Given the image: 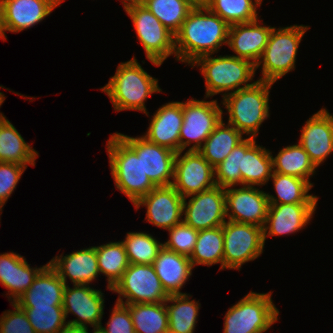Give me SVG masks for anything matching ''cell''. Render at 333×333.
<instances>
[{
	"mask_svg": "<svg viewBox=\"0 0 333 333\" xmlns=\"http://www.w3.org/2000/svg\"><path fill=\"white\" fill-rule=\"evenodd\" d=\"M229 27L206 5L197 3L175 34L176 60L190 65L198 57L218 53L227 45Z\"/></svg>",
	"mask_w": 333,
	"mask_h": 333,
	"instance_id": "1",
	"label": "cell"
},
{
	"mask_svg": "<svg viewBox=\"0 0 333 333\" xmlns=\"http://www.w3.org/2000/svg\"><path fill=\"white\" fill-rule=\"evenodd\" d=\"M133 56L127 62H121L114 76L101 87L113 104L115 111L136 110L148 117L145 102L153 93L162 92L158 79L150 76Z\"/></svg>",
	"mask_w": 333,
	"mask_h": 333,
	"instance_id": "2",
	"label": "cell"
},
{
	"mask_svg": "<svg viewBox=\"0 0 333 333\" xmlns=\"http://www.w3.org/2000/svg\"><path fill=\"white\" fill-rule=\"evenodd\" d=\"M274 83L256 80L242 89L222 97L228 124L248 137L256 138L262 123L269 117V94Z\"/></svg>",
	"mask_w": 333,
	"mask_h": 333,
	"instance_id": "3",
	"label": "cell"
},
{
	"mask_svg": "<svg viewBox=\"0 0 333 333\" xmlns=\"http://www.w3.org/2000/svg\"><path fill=\"white\" fill-rule=\"evenodd\" d=\"M190 65L191 68L200 66L205 81L206 98L223 92L222 96L225 97L254 83L252 80L256 72L255 65L243 58L232 55L213 57V54H208L198 57Z\"/></svg>",
	"mask_w": 333,
	"mask_h": 333,
	"instance_id": "4",
	"label": "cell"
},
{
	"mask_svg": "<svg viewBox=\"0 0 333 333\" xmlns=\"http://www.w3.org/2000/svg\"><path fill=\"white\" fill-rule=\"evenodd\" d=\"M106 149L115 187L133 205L156 186L143 172L142 157L115 132L107 140Z\"/></svg>",
	"mask_w": 333,
	"mask_h": 333,
	"instance_id": "5",
	"label": "cell"
},
{
	"mask_svg": "<svg viewBox=\"0 0 333 333\" xmlns=\"http://www.w3.org/2000/svg\"><path fill=\"white\" fill-rule=\"evenodd\" d=\"M310 29L305 25H291L272 28L268 43L255 65L257 70L261 65L262 76L257 80L275 83L288 72L295 69L299 44Z\"/></svg>",
	"mask_w": 333,
	"mask_h": 333,
	"instance_id": "6",
	"label": "cell"
},
{
	"mask_svg": "<svg viewBox=\"0 0 333 333\" xmlns=\"http://www.w3.org/2000/svg\"><path fill=\"white\" fill-rule=\"evenodd\" d=\"M271 294L250 291L230 307L224 316L223 333H264L269 330L279 315Z\"/></svg>",
	"mask_w": 333,
	"mask_h": 333,
	"instance_id": "7",
	"label": "cell"
},
{
	"mask_svg": "<svg viewBox=\"0 0 333 333\" xmlns=\"http://www.w3.org/2000/svg\"><path fill=\"white\" fill-rule=\"evenodd\" d=\"M128 14L137 39L142 44L146 58L159 67L169 57H176L175 35L143 4H131L124 8Z\"/></svg>",
	"mask_w": 333,
	"mask_h": 333,
	"instance_id": "8",
	"label": "cell"
},
{
	"mask_svg": "<svg viewBox=\"0 0 333 333\" xmlns=\"http://www.w3.org/2000/svg\"><path fill=\"white\" fill-rule=\"evenodd\" d=\"M194 98L182 102L183 122L180 130V151L197 150L223 119V110L217 100Z\"/></svg>",
	"mask_w": 333,
	"mask_h": 333,
	"instance_id": "9",
	"label": "cell"
},
{
	"mask_svg": "<svg viewBox=\"0 0 333 333\" xmlns=\"http://www.w3.org/2000/svg\"><path fill=\"white\" fill-rule=\"evenodd\" d=\"M223 270H239L254 261L264 249L263 228L254 224L226 221L223 225Z\"/></svg>",
	"mask_w": 333,
	"mask_h": 333,
	"instance_id": "10",
	"label": "cell"
},
{
	"mask_svg": "<svg viewBox=\"0 0 333 333\" xmlns=\"http://www.w3.org/2000/svg\"><path fill=\"white\" fill-rule=\"evenodd\" d=\"M112 291L122 304L162 303L169 297L152 264H130Z\"/></svg>",
	"mask_w": 333,
	"mask_h": 333,
	"instance_id": "11",
	"label": "cell"
},
{
	"mask_svg": "<svg viewBox=\"0 0 333 333\" xmlns=\"http://www.w3.org/2000/svg\"><path fill=\"white\" fill-rule=\"evenodd\" d=\"M177 153L172 186L183 198L216 186L214 167L197 151Z\"/></svg>",
	"mask_w": 333,
	"mask_h": 333,
	"instance_id": "12",
	"label": "cell"
},
{
	"mask_svg": "<svg viewBox=\"0 0 333 333\" xmlns=\"http://www.w3.org/2000/svg\"><path fill=\"white\" fill-rule=\"evenodd\" d=\"M183 216V221L198 231L223 226L227 218L225 188L216 185L184 198Z\"/></svg>",
	"mask_w": 333,
	"mask_h": 333,
	"instance_id": "13",
	"label": "cell"
},
{
	"mask_svg": "<svg viewBox=\"0 0 333 333\" xmlns=\"http://www.w3.org/2000/svg\"><path fill=\"white\" fill-rule=\"evenodd\" d=\"M225 195L227 220L264 227L270 205L267 192L242 185L225 188Z\"/></svg>",
	"mask_w": 333,
	"mask_h": 333,
	"instance_id": "14",
	"label": "cell"
},
{
	"mask_svg": "<svg viewBox=\"0 0 333 333\" xmlns=\"http://www.w3.org/2000/svg\"><path fill=\"white\" fill-rule=\"evenodd\" d=\"M117 134L142 157L143 172L156 186H170L174 177V165L177 153L158 144L147 141L142 136L130 137Z\"/></svg>",
	"mask_w": 333,
	"mask_h": 333,
	"instance_id": "15",
	"label": "cell"
},
{
	"mask_svg": "<svg viewBox=\"0 0 333 333\" xmlns=\"http://www.w3.org/2000/svg\"><path fill=\"white\" fill-rule=\"evenodd\" d=\"M101 289L97 290L89 285L76 284L73 288L65 285L63 292V309L65 317L69 313L77 316L73 320H67L68 324L94 328L102 325L104 314V302ZM88 324V325H87Z\"/></svg>",
	"mask_w": 333,
	"mask_h": 333,
	"instance_id": "16",
	"label": "cell"
},
{
	"mask_svg": "<svg viewBox=\"0 0 333 333\" xmlns=\"http://www.w3.org/2000/svg\"><path fill=\"white\" fill-rule=\"evenodd\" d=\"M65 0H2L0 38L5 41V31L19 33L44 20Z\"/></svg>",
	"mask_w": 333,
	"mask_h": 333,
	"instance_id": "17",
	"label": "cell"
},
{
	"mask_svg": "<svg viewBox=\"0 0 333 333\" xmlns=\"http://www.w3.org/2000/svg\"><path fill=\"white\" fill-rule=\"evenodd\" d=\"M183 201L184 198L172 185L158 186L141 197L134 207L138 210L141 206H146L145 220L156 227L169 230L183 221Z\"/></svg>",
	"mask_w": 333,
	"mask_h": 333,
	"instance_id": "18",
	"label": "cell"
},
{
	"mask_svg": "<svg viewBox=\"0 0 333 333\" xmlns=\"http://www.w3.org/2000/svg\"><path fill=\"white\" fill-rule=\"evenodd\" d=\"M299 144L317 168L333 152V115L321 108L301 129Z\"/></svg>",
	"mask_w": 333,
	"mask_h": 333,
	"instance_id": "19",
	"label": "cell"
},
{
	"mask_svg": "<svg viewBox=\"0 0 333 333\" xmlns=\"http://www.w3.org/2000/svg\"><path fill=\"white\" fill-rule=\"evenodd\" d=\"M317 203L270 204L263 227L264 243L267 237L297 233L310 223Z\"/></svg>",
	"mask_w": 333,
	"mask_h": 333,
	"instance_id": "20",
	"label": "cell"
},
{
	"mask_svg": "<svg viewBox=\"0 0 333 333\" xmlns=\"http://www.w3.org/2000/svg\"><path fill=\"white\" fill-rule=\"evenodd\" d=\"M183 122L182 102H168L156 110L142 135L147 141L180 152V130Z\"/></svg>",
	"mask_w": 333,
	"mask_h": 333,
	"instance_id": "21",
	"label": "cell"
},
{
	"mask_svg": "<svg viewBox=\"0 0 333 333\" xmlns=\"http://www.w3.org/2000/svg\"><path fill=\"white\" fill-rule=\"evenodd\" d=\"M262 24L263 22L257 19L253 22L234 24L229 27L227 46L236 54L232 56L249 60L256 65L268 43L273 28L270 25Z\"/></svg>",
	"mask_w": 333,
	"mask_h": 333,
	"instance_id": "22",
	"label": "cell"
},
{
	"mask_svg": "<svg viewBox=\"0 0 333 333\" xmlns=\"http://www.w3.org/2000/svg\"><path fill=\"white\" fill-rule=\"evenodd\" d=\"M67 285L69 277L73 285H90L100 275L95 246L83 248L60 256L48 262Z\"/></svg>",
	"mask_w": 333,
	"mask_h": 333,
	"instance_id": "23",
	"label": "cell"
},
{
	"mask_svg": "<svg viewBox=\"0 0 333 333\" xmlns=\"http://www.w3.org/2000/svg\"><path fill=\"white\" fill-rule=\"evenodd\" d=\"M26 258L14 252L0 254V283L8 290L9 301L16 300L26 292L39 272L47 265L40 268L30 267ZM11 299V300H10Z\"/></svg>",
	"mask_w": 333,
	"mask_h": 333,
	"instance_id": "24",
	"label": "cell"
},
{
	"mask_svg": "<svg viewBox=\"0 0 333 333\" xmlns=\"http://www.w3.org/2000/svg\"><path fill=\"white\" fill-rule=\"evenodd\" d=\"M64 281L49 264L39 272L29 289L16 303L20 307H50L63 304Z\"/></svg>",
	"mask_w": 333,
	"mask_h": 333,
	"instance_id": "25",
	"label": "cell"
},
{
	"mask_svg": "<svg viewBox=\"0 0 333 333\" xmlns=\"http://www.w3.org/2000/svg\"><path fill=\"white\" fill-rule=\"evenodd\" d=\"M242 185L261 187L267 185L273 174L272 152L256 144V138L242 141Z\"/></svg>",
	"mask_w": 333,
	"mask_h": 333,
	"instance_id": "26",
	"label": "cell"
},
{
	"mask_svg": "<svg viewBox=\"0 0 333 333\" xmlns=\"http://www.w3.org/2000/svg\"><path fill=\"white\" fill-rule=\"evenodd\" d=\"M152 265L168 295L185 294L181 289L194 269L189 257L163 247Z\"/></svg>",
	"mask_w": 333,
	"mask_h": 333,
	"instance_id": "27",
	"label": "cell"
},
{
	"mask_svg": "<svg viewBox=\"0 0 333 333\" xmlns=\"http://www.w3.org/2000/svg\"><path fill=\"white\" fill-rule=\"evenodd\" d=\"M38 154L7 118L0 122V162L35 166Z\"/></svg>",
	"mask_w": 333,
	"mask_h": 333,
	"instance_id": "28",
	"label": "cell"
},
{
	"mask_svg": "<svg viewBox=\"0 0 333 333\" xmlns=\"http://www.w3.org/2000/svg\"><path fill=\"white\" fill-rule=\"evenodd\" d=\"M244 139L241 132L222 119L198 152L215 168Z\"/></svg>",
	"mask_w": 333,
	"mask_h": 333,
	"instance_id": "29",
	"label": "cell"
},
{
	"mask_svg": "<svg viewBox=\"0 0 333 333\" xmlns=\"http://www.w3.org/2000/svg\"><path fill=\"white\" fill-rule=\"evenodd\" d=\"M270 179L273 180L276 197L267 193L269 204H296L317 203L316 195L309 194L313 183L299 177L283 175L273 172ZM278 197V198H277Z\"/></svg>",
	"mask_w": 333,
	"mask_h": 333,
	"instance_id": "30",
	"label": "cell"
},
{
	"mask_svg": "<svg viewBox=\"0 0 333 333\" xmlns=\"http://www.w3.org/2000/svg\"><path fill=\"white\" fill-rule=\"evenodd\" d=\"M190 298L191 295L185 293L169 295L165 301L168 312V333H194L201 304ZM169 303L171 304L168 305Z\"/></svg>",
	"mask_w": 333,
	"mask_h": 333,
	"instance_id": "31",
	"label": "cell"
},
{
	"mask_svg": "<svg viewBox=\"0 0 333 333\" xmlns=\"http://www.w3.org/2000/svg\"><path fill=\"white\" fill-rule=\"evenodd\" d=\"M272 160L273 172L299 177L310 183V177L317 169L299 143L283 147L275 157L272 155Z\"/></svg>",
	"mask_w": 333,
	"mask_h": 333,
	"instance_id": "32",
	"label": "cell"
},
{
	"mask_svg": "<svg viewBox=\"0 0 333 333\" xmlns=\"http://www.w3.org/2000/svg\"><path fill=\"white\" fill-rule=\"evenodd\" d=\"M131 314L135 333H168L165 302L125 304Z\"/></svg>",
	"mask_w": 333,
	"mask_h": 333,
	"instance_id": "33",
	"label": "cell"
},
{
	"mask_svg": "<svg viewBox=\"0 0 333 333\" xmlns=\"http://www.w3.org/2000/svg\"><path fill=\"white\" fill-rule=\"evenodd\" d=\"M95 249L99 271L107 277V289L112 291L130 265L124 244L122 241L110 242L95 246Z\"/></svg>",
	"mask_w": 333,
	"mask_h": 333,
	"instance_id": "34",
	"label": "cell"
},
{
	"mask_svg": "<svg viewBox=\"0 0 333 333\" xmlns=\"http://www.w3.org/2000/svg\"><path fill=\"white\" fill-rule=\"evenodd\" d=\"M223 252V226L200 230L190 260L193 267L196 265L212 266L220 263L219 270H223Z\"/></svg>",
	"mask_w": 333,
	"mask_h": 333,
	"instance_id": "35",
	"label": "cell"
},
{
	"mask_svg": "<svg viewBox=\"0 0 333 333\" xmlns=\"http://www.w3.org/2000/svg\"><path fill=\"white\" fill-rule=\"evenodd\" d=\"M142 4L175 35L197 2L194 0H145Z\"/></svg>",
	"mask_w": 333,
	"mask_h": 333,
	"instance_id": "36",
	"label": "cell"
},
{
	"mask_svg": "<svg viewBox=\"0 0 333 333\" xmlns=\"http://www.w3.org/2000/svg\"><path fill=\"white\" fill-rule=\"evenodd\" d=\"M263 0H205L203 3L230 26L258 19L257 7Z\"/></svg>",
	"mask_w": 333,
	"mask_h": 333,
	"instance_id": "37",
	"label": "cell"
},
{
	"mask_svg": "<svg viewBox=\"0 0 333 333\" xmlns=\"http://www.w3.org/2000/svg\"><path fill=\"white\" fill-rule=\"evenodd\" d=\"M122 243L130 264H152L163 248V243L146 232H128Z\"/></svg>",
	"mask_w": 333,
	"mask_h": 333,
	"instance_id": "38",
	"label": "cell"
},
{
	"mask_svg": "<svg viewBox=\"0 0 333 333\" xmlns=\"http://www.w3.org/2000/svg\"><path fill=\"white\" fill-rule=\"evenodd\" d=\"M21 308L36 333H59L68 324L62 305Z\"/></svg>",
	"mask_w": 333,
	"mask_h": 333,
	"instance_id": "39",
	"label": "cell"
},
{
	"mask_svg": "<svg viewBox=\"0 0 333 333\" xmlns=\"http://www.w3.org/2000/svg\"><path fill=\"white\" fill-rule=\"evenodd\" d=\"M242 142L214 168L215 183L222 188L242 185L241 176Z\"/></svg>",
	"mask_w": 333,
	"mask_h": 333,
	"instance_id": "40",
	"label": "cell"
},
{
	"mask_svg": "<svg viewBox=\"0 0 333 333\" xmlns=\"http://www.w3.org/2000/svg\"><path fill=\"white\" fill-rule=\"evenodd\" d=\"M167 231L169 232V239L163 243V247L190 258L194 251L199 231L184 221Z\"/></svg>",
	"mask_w": 333,
	"mask_h": 333,
	"instance_id": "41",
	"label": "cell"
},
{
	"mask_svg": "<svg viewBox=\"0 0 333 333\" xmlns=\"http://www.w3.org/2000/svg\"><path fill=\"white\" fill-rule=\"evenodd\" d=\"M26 169L17 163L0 162V213Z\"/></svg>",
	"mask_w": 333,
	"mask_h": 333,
	"instance_id": "42",
	"label": "cell"
},
{
	"mask_svg": "<svg viewBox=\"0 0 333 333\" xmlns=\"http://www.w3.org/2000/svg\"><path fill=\"white\" fill-rule=\"evenodd\" d=\"M15 310H7L0 317V333H36L28 317L16 302H11Z\"/></svg>",
	"mask_w": 333,
	"mask_h": 333,
	"instance_id": "43",
	"label": "cell"
},
{
	"mask_svg": "<svg viewBox=\"0 0 333 333\" xmlns=\"http://www.w3.org/2000/svg\"><path fill=\"white\" fill-rule=\"evenodd\" d=\"M107 326H100L105 333H135L132 317L125 304L116 302Z\"/></svg>",
	"mask_w": 333,
	"mask_h": 333,
	"instance_id": "44",
	"label": "cell"
},
{
	"mask_svg": "<svg viewBox=\"0 0 333 333\" xmlns=\"http://www.w3.org/2000/svg\"><path fill=\"white\" fill-rule=\"evenodd\" d=\"M59 333H89L88 327L67 324Z\"/></svg>",
	"mask_w": 333,
	"mask_h": 333,
	"instance_id": "45",
	"label": "cell"
},
{
	"mask_svg": "<svg viewBox=\"0 0 333 333\" xmlns=\"http://www.w3.org/2000/svg\"><path fill=\"white\" fill-rule=\"evenodd\" d=\"M145 0H121L124 8L131 4H142Z\"/></svg>",
	"mask_w": 333,
	"mask_h": 333,
	"instance_id": "46",
	"label": "cell"
},
{
	"mask_svg": "<svg viewBox=\"0 0 333 333\" xmlns=\"http://www.w3.org/2000/svg\"><path fill=\"white\" fill-rule=\"evenodd\" d=\"M0 88H5V87L0 85ZM5 98H6V96L2 92H0V107L3 104V102L5 101ZM5 118L6 117L3 115V113L0 112V122L2 120H4Z\"/></svg>",
	"mask_w": 333,
	"mask_h": 333,
	"instance_id": "47",
	"label": "cell"
},
{
	"mask_svg": "<svg viewBox=\"0 0 333 333\" xmlns=\"http://www.w3.org/2000/svg\"><path fill=\"white\" fill-rule=\"evenodd\" d=\"M92 331V333H105V331L101 327H94Z\"/></svg>",
	"mask_w": 333,
	"mask_h": 333,
	"instance_id": "48",
	"label": "cell"
},
{
	"mask_svg": "<svg viewBox=\"0 0 333 333\" xmlns=\"http://www.w3.org/2000/svg\"><path fill=\"white\" fill-rule=\"evenodd\" d=\"M2 23V0H0V28Z\"/></svg>",
	"mask_w": 333,
	"mask_h": 333,
	"instance_id": "49",
	"label": "cell"
},
{
	"mask_svg": "<svg viewBox=\"0 0 333 333\" xmlns=\"http://www.w3.org/2000/svg\"><path fill=\"white\" fill-rule=\"evenodd\" d=\"M195 2H197V3H204L205 2V0H194Z\"/></svg>",
	"mask_w": 333,
	"mask_h": 333,
	"instance_id": "50",
	"label": "cell"
}]
</instances>
